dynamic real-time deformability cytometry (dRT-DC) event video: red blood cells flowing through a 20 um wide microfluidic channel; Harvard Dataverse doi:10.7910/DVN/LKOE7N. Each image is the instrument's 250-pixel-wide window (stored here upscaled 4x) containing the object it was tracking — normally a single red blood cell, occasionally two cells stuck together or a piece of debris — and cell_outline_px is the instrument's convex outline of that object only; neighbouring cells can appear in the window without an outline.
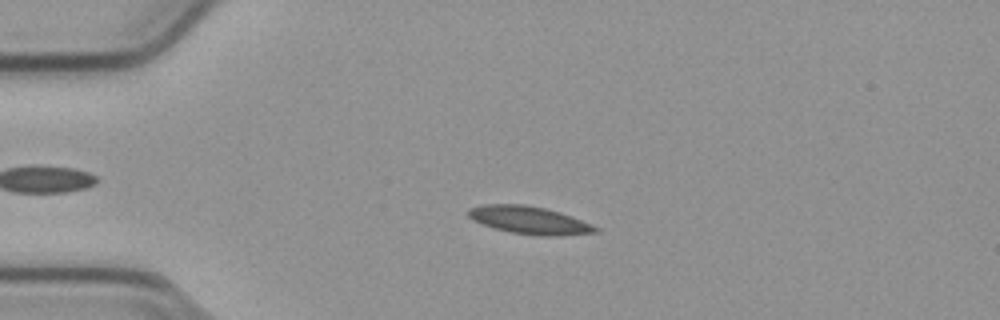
{"species": "common noctule bat (a hibernating species)", "species_latin": "Nyctalus noctula", "temperature_condition": "cold", "stored_images_in_passage": 54, "camera_frame_rate_fps": 3000, "um_per_image_px": 0.085, "animal": {"sex": "male", "body_mass_g": 23.1, "forearm_length_mm": 52.7}, "frame": {"image": 1, "passage_image": 13, "time_ms": 4.0, "image_size_px": [1000, 320], "cell_outline_px": [[600, 232], [560, 236], [540, 236], [512, 232], [492, 228], [480, 224], [472, 220], [468, 216], [468, 212], [472, 208], [484, 204], [524, 204], [544, 208], [560, 212], [572, 216], [600, 228]], "centroid_in_image_um": [45.02, 18.72], "position_along_channel_um": 40.0, "area_um2": 20.63}}
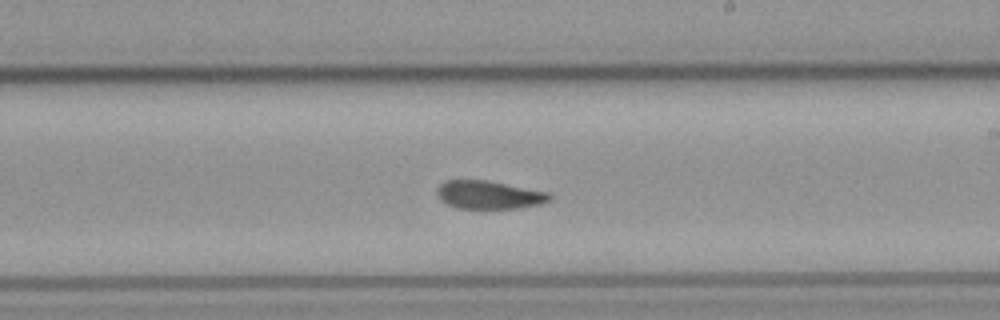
{"frame": {"image": 2, "passage_image": 32, "time_ms": 10.333, "image_size_px": [1000, 320], "cell_outline_px": [[552, 200], [540, 204], [520, 208], [456, 208], [440, 200], [436, 192], [436, 188], [444, 180], [488, 180], [548, 192], [552, 196]], "centroid_in_image_um": [41.56, 16.55], "position_along_channel_um": 247.4, "area_um2": 18.61}}
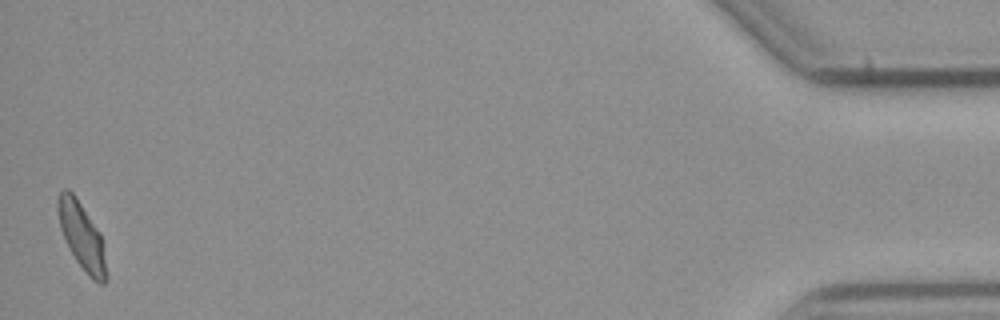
{"frame": {"image": 3, "passage_image": 54, "time_ms": 17.667, "image_size_px": [1000, 320], "cell_outline_px": [[108, 280], [104, 284], [100, 284], [92, 280], [88, 276], [76, 260], [60, 228], [56, 208], [56, 204], [60, 192], [64, 188], [68, 188], [72, 192], [100, 232], [108, 276]], "centroid_in_image_um": [6.96, 20.1], "position_along_channel_um": 428.2, "area_um2": 18.73}, "authors_computed_cell_mechanics": {"area_um2": 19.0451, "velocity_mm_per_s": 3.7688, "shape_relaxation_time_tau1_ms": null, "shape_relaxation_time_tau2_ms": 3.4574, "deformation_change_tau1": null, "deformation_change_tau2": 0.0549}}